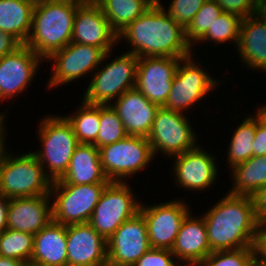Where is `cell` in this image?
<instances>
[{"mask_svg": "<svg viewBox=\"0 0 266 266\" xmlns=\"http://www.w3.org/2000/svg\"><path fill=\"white\" fill-rule=\"evenodd\" d=\"M189 213L183 220L171 252L183 266H198L210 253L205 221Z\"/></svg>", "mask_w": 266, "mask_h": 266, "instance_id": "7402d4cb", "label": "cell"}, {"mask_svg": "<svg viewBox=\"0 0 266 266\" xmlns=\"http://www.w3.org/2000/svg\"><path fill=\"white\" fill-rule=\"evenodd\" d=\"M266 155V126L256 115V135L253 141V156Z\"/></svg>", "mask_w": 266, "mask_h": 266, "instance_id": "ab89813d", "label": "cell"}, {"mask_svg": "<svg viewBox=\"0 0 266 266\" xmlns=\"http://www.w3.org/2000/svg\"><path fill=\"white\" fill-rule=\"evenodd\" d=\"M100 129L94 145L97 148L113 144L127 136L123 123L111 105H100Z\"/></svg>", "mask_w": 266, "mask_h": 266, "instance_id": "d6a6232c", "label": "cell"}, {"mask_svg": "<svg viewBox=\"0 0 266 266\" xmlns=\"http://www.w3.org/2000/svg\"><path fill=\"white\" fill-rule=\"evenodd\" d=\"M145 205L140 203L139 211L147 224L151 248L171 250L183 220L191 212L190 207L180 199Z\"/></svg>", "mask_w": 266, "mask_h": 266, "instance_id": "4fadbf2b", "label": "cell"}, {"mask_svg": "<svg viewBox=\"0 0 266 266\" xmlns=\"http://www.w3.org/2000/svg\"><path fill=\"white\" fill-rule=\"evenodd\" d=\"M256 135V114H249L246 119L238 125L233 136H231L230 144H228L227 164L233 167L247 161L253 156V141Z\"/></svg>", "mask_w": 266, "mask_h": 266, "instance_id": "f1b7e54d", "label": "cell"}, {"mask_svg": "<svg viewBox=\"0 0 266 266\" xmlns=\"http://www.w3.org/2000/svg\"><path fill=\"white\" fill-rule=\"evenodd\" d=\"M110 54L111 52L105 53L99 47L70 42L44 60L54 61L47 88L54 89L85 77L89 72H94L103 61L111 56Z\"/></svg>", "mask_w": 266, "mask_h": 266, "instance_id": "7c38bea8", "label": "cell"}, {"mask_svg": "<svg viewBox=\"0 0 266 266\" xmlns=\"http://www.w3.org/2000/svg\"><path fill=\"white\" fill-rule=\"evenodd\" d=\"M81 0H56L34 6L32 26L25 43L43 61L71 42L73 21Z\"/></svg>", "mask_w": 266, "mask_h": 266, "instance_id": "3957f363", "label": "cell"}, {"mask_svg": "<svg viewBox=\"0 0 266 266\" xmlns=\"http://www.w3.org/2000/svg\"><path fill=\"white\" fill-rule=\"evenodd\" d=\"M223 12L221 6L214 0H207L185 28L186 39L192 47L208 31ZM195 42V43H194Z\"/></svg>", "mask_w": 266, "mask_h": 266, "instance_id": "836d02e7", "label": "cell"}, {"mask_svg": "<svg viewBox=\"0 0 266 266\" xmlns=\"http://www.w3.org/2000/svg\"><path fill=\"white\" fill-rule=\"evenodd\" d=\"M223 12L238 15L242 19L258 14V0H214Z\"/></svg>", "mask_w": 266, "mask_h": 266, "instance_id": "74e56055", "label": "cell"}, {"mask_svg": "<svg viewBox=\"0 0 266 266\" xmlns=\"http://www.w3.org/2000/svg\"><path fill=\"white\" fill-rule=\"evenodd\" d=\"M5 112H3V113H1L0 114V148L5 144V127L6 126H4V121H5V117H6V115L4 114ZM5 115V116H4Z\"/></svg>", "mask_w": 266, "mask_h": 266, "instance_id": "f6af8a7d", "label": "cell"}, {"mask_svg": "<svg viewBox=\"0 0 266 266\" xmlns=\"http://www.w3.org/2000/svg\"><path fill=\"white\" fill-rule=\"evenodd\" d=\"M207 0H171L168 9L164 6V10L178 24L186 28L194 15Z\"/></svg>", "mask_w": 266, "mask_h": 266, "instance_id": "d590c367", "label": "cell"}, {"mask_svg": "<svg viewBox=\"0 0 266 266\" xmlns=\"http://www.w3.org/2000/svg\"><path fill=\"white\" fill-rule=\"evenodd\" d=\"M50 201V195L10 198L7 211L8 228L37 234L52 220Z\"/></svg>", "mask_w": 266, "mask_h": 266, "instance_id": "44dd1931", "label": "cell"}, {"mask_svg": "<svg viewBox=\"0 0 266 266\" xmlns=\"http://www.w3.org/2000/svg\"><path fill=\"white\" fill-rule=\"evenodd\" d=\"M190 120L185 114L159 107L150 134L147 137L154 156L161 154L173 157L198 146Z\"/></svg>", "mask_w": 266, "mask_h": 266, "instance_id": "30bf717a", "label": "cell"}, {"mask_svg": "<svg viewBox=\"0 0 266 266\" xmlns=\"http://www.w3.org/2000/svg\"><path fill=\"white\" fill-rule=\"evenodd\" d=\"M194 55L183 58L178 63L168 99L163 107L186 114L184 111L187 108L190 110L192 105L209 95L220 83L214 79L215 76L211 77L202 66L195 63Z\"/></svg>", "mask_w": 266, "mask_h": 266, "instance_id": "8fae6325", "label": "cell"}, {"mask_svg": "<svg viewBox=\"0 0 266 266\" xmlns=\"http://www.w3.org/2000/svg\"><path fill=\"white\" fill-rule=\"evenodd\" d=\"M41 120L37 130L42 147L32 153L53 182L63 177L79 143L72 125L64 116L48 115Z\"/></svg>", "mask_w": 266, "mask_h": 266, "instance_id": "5b68a950", "label": "cell"}, {"mask_svg": "<svg viewBox=\"0 0 266 266\" xmlns=\"http://www.w3.org/2000/svg\"><path fill=\"white\" fill-rule=\"evenodd\" d=\"M0 266H24L19 260L0 256Z\"/></svg>", "mask_w": 266, "mask_h": 266, "instance_id": "ee69618b", "label": "cell"}, {"mask_svg": "<svg viewBox=\"0 0 266 266\" xmlns=\"http://www.w3.org/2000/svg\"><path fill=\"white\" fill-rule=\"evenodd\" d=\"M173 173L176 179V185L184 189L204 191L212 186L218 178V167L213 154L201 146L186 151L183 154L173 156Z\"/></svg>", "mask_w": 266, "mask_h": 266, "instance_id": "d6986e66", "label": "cell"}, {"mask_svg": "<svg viewBox=\"0 0 266 266\" xmlns=\"http://www.w3.org/2000/svg\"><path fill=\"white\" fill-rule=\"evenodd\" d=\"M160 1L122 30L118 41L126 39L133 47L126 52L138 57L186 58L193 55L185 28L168 15Z\"/></svg>", "mask_w": 266, "mask_h": 266, "instance_id": "6da1fadb", "label": "cell"}, {"mask_svg": "<svg viewBox=\"0 0 266 266\" xmlns=\"http://www.w3.org/2000/svg\"><path fill=\"white\" fill-rule=\"evenodd\" d=\"M71 42L99 47L105 53L112 52L119 42L118 34L95 0L82 1L77 6Z\"/></svg>", "mask_w": 266, "mask_h": 266, "instance_id": "9a60e30c", "label": "cell"}, {"mask_svg": "<svg viewBox=\"0 0 266 266\" xmlns=\"http://www.w3.org/2000/svg\"><path fill=\"white\" fill-rule=\"evenodd\" d=\"M33 9L28 0H0V31L25 44L31 31Z\"/></svg>", "mask_w": 266, "mask_h": 266, "instance_id": "484cf974", "label": "cell"}, {"mask_svg": "<svg viewBox=\"0 0 266 266\" xmlns=\"http://www.w3.org/2000/svg\"><path fill=\"white\" fill-rule=\"evenodd\" d=\"M10 198L0 195V232L8 228L7 225V211Z\"/></svg>", "mask_w": 266, "mask_h": 266, "instance_id": "7bdbcfd3", "label": "cell"}, {"mask_svg": "<svg viewBox=\"0 0 266 266\" xmlns=\"http://www.w3.org/2000/svg\"><path fill=\"white\" fill-rule=\"evenodd\" d=\"M67 266H108L107 240L89 223L66 226Z\"/></svg>", "mask_w": 266, "mask_h": 266, "instance_id": "ac0fdd59", "label": "cell"}, {"mask_svg": "<svg viewBox=\"0 0 266 266\" xmlns=\"http://www.w3.org/2000/svg\"><path fill=\"white\" fill-rule=\"evenodd\" d=\"M258 110L255 112V114L258 116V118L265 124L266 126V105H262L260 108L257 107Z\"/></svg>", "mask_w": 266, "mask_h": 266, "instance_id": "bcb514c9", "label": "cell"}, {"mask_svg": "<svg viewBox=\"0 0 266 266\" xmlns=\"http://www.w3.org/2000/svg\"><path fill=\"white\" fill-rule=\"evenodd\" d=\"M107 184H51L52 220L65 226L88 223Z\"/></svg>", "mask_w": 266, "mask_h": 266, "instance_id": "52a82bcc", "label": "cell"}, {"mask_svg": "<svg viewBox=\"0 0 266 266\" xmlns=\"http://www.w3.org/2000/svg\"><path fill=\"white\" fill-rule=\"evenodd\" d=\"M66 226L51 220L33 238L32 266H67Z\"/></svg>", "mask_w": 266, "mask_h": 266, "instance_id": "cb8c5ba5", "label": "cell"}, {"mask_svg": "<svg viewBox=\"0 0 266 266\" xmlns=\"http://www.w3.org/2000/svg\"><path fill=\"white\" fill-rule=\"evenodd\" d=\"M64 117L72 125L80 144H94L100 129V105L81 102L78 110Z\"/></svg>", "mask_w": 266, "mask_h": 266, "instance_id": "f546056e", "label": "cell"}, {"mask_svg": "<svg viewBox=\"0 0 266 266\" xmlns=\"http://www.w3.org/2000/svg\"><path fill=\"white\" fill-rule=\"evenodd\" d=\"M183 58L139 57L135 87L151 102L164 106L178 63Z\"/></svg>", "mask_w": 266, "mask_h": 266, "instance_id": "e0dca14e", "label": "cell"}, {"mask_svg": "<svg viewBox=\"0 0 266 266\" xmlns=\"http://www.w3.org/2000/svg\"><path fill=\"white\" fill-rule=\"evenodd\" d=\"M242 20L238 15L222 12L215 19L208 31L196 43H207L209 40V42H214L216 46L218 44L220 46V44L230 41L237 47Z\"/></svg>", "mask_w": 266, "mask_h": 266, "instance_id": "1f68e13d", "label": "cell"}, {"mask_svg": "<svg viewBox=\"0 0 266 266\" xmlns=\"http://www.w3.org/2000/svg\"><path fill=\"white\" fill-rule=\"evenodd\" d=\"M201 216L211 252L253 247L258 222L250 196L226 193Z\"/></svg>", "mask_w": 266, "mask_h": 266, "instance_id": "7a4b0ae2", "label": "cell"}, {"mask_svg": "<svg viewBox=\"0 0 266 266\" xmlns=\"http://www.w3.org/2000/svg\"><path fill=\"white\" fill-rule=\"evenodd\" d=\"M99 156L106 177L117 182L141 172L155 157L147 137L131 135L99 148Z\"/></svg>", "mask_w": 266, "mask_h": 266, "instance_id": "ba28073f", "label": "cell"}, {"mask_svg": "<svg viewBox=\"0 0 266 266\" xmlns=\"http://www.w3.org/2000/svg\"><path fill=\"white\" fill-rule=\"evenodd\" d=\"M255 217L258 223L266 222V186L251 196Z\"/></svg>", "mask_w": 266, "mask_h": 266, "instance_id": "60d3db41", "label": "cell"}, {"mask_svg": "<svg viewBox=\"0 0 266 266\" xmlns=\"http://www.w3.org/2000/svg\"><path fill=\"white\" fill-rule=\"evenodd\" d=\"M22 43L12 34L0 31V58L15 51Z\"/></svg>", "mask_w": 266, "mask_h": 266, "instance_id": "b9f144b4", "label": "cell"}, {"mask_svg": "<svg viewBox=\"0 0 266 266\" xmlns=\"http://www.w3.org/2000/svg\"><path fill=\"white\" fill-rule=\"evenodd\" d=\"M33 6H37L40 4H45V3H49L51 1H56V0H28Z\"/></svg>", "mask_w": 266, "mask_h": 266, "instance_id": "c3c4849f", "label": "cell"}, {"mask_svg": "<svg viewBox=\"0 0 266 266\" xmlns=\"http://www.w3.org/2000/svg\"><path fill=\"white\" fill-rule=\"evenodd\" d=\"M7 150L6 144L0 148V195L6 198L50 195L52 181L32 151L13 156Z\"/></svg>", "mask_w": 266, "mask_h": 266, "instance_id": "277c9868", "label": "cell"}, {"mask_svg": "<svg viewBox=\"0 0 266 266\" xmlns=\"http://www.w3.org/2000/svg\"><path fill=\"white\" fill-rule=\"evenodd\" d=\"M33 234L7 228L0 232V256L30 265L33 252Z\"/></svg>", "mask_w": 266, "mask_h": 266, "instance_id": "4dcf8cb0", "label": "cell"}, {"mask_svg": "<svg viewBox=\"0 0 266 266\" xmlns=\"http://www.w3.org/2000/svg\"><path fill=\"white\" fill-rule=\"evenodd\" d=\"M127 183L110 181L88 222L105 240H108L123 222L139 212L141 202L136 200L137 197Z\"/></svg>", "mask_w": 266, "mask_h": 266, "instance_id": "9c48e42d", "label": "cell"}, {"mask_svg": "<svg viewBox=\"0 0 266 266\" xmlns=\"http://www.w3.org/2000/svg\"><path fill=\"white\" fill-rule=\"evenodd\" d=\"M150 248L147 224L139 211L107 240L108 266H133Z\"/></svg>", "mask_w": 266, "mask_h": 266, "instance_id": "5bb4252c", "label": "cell"}, {"mask_svg": "<svg viewBox=\"0 0 266 266\" xmlns=\"http://www.w3.org/2000/svg\"><path fill=\"white\" fill-rule=\"evenodd\" d=\"M111 106L121 119L127 135L142 137L149 136L160 107L149 101L136 87L124 92Z\"/></svg>", "mask_w": 266, "mask_h": 266, "instance_id": "ffe728a7", "label": "cell"}, {"mask_svg": "<svg viewBox=\"0 0 266 266\" xmlns=\"http://www.w3.org/2000/svg\"><path fill=\"white\" fill-rule=\"evenodd\" d=\"M232 189L230 194L252 196L266 186V155L252 156L231 169Z\"/></svg>", "mask_w": 266, "mask_h": 266, "instance_id": "4316f807", "label": "cell"}, {"mask_svg": "<svg viewBox=\"0 0 266 266\" xmlns=\"http://www.w3.org/2000/svg\"><path fill=\"white\" fill-rule=\"evenodd\" d=\"M258 14L266 19V0H258Z\"/></svg>", "mask_w": 266, "mask_h": 266, "instance_id": "7dc6e473", "label": "cell"}, {"mask_svg": "<svg viewBox=\"0 0 266 266\" xmlns=\"http://www.w3.org/2000/svg\"><path fill=\"white\" fill-rule=\"evenodd\" d=\"M179 263L171 250L150 248L133 266H183Z\"/></svg>", "mask_w": 266, "mask_h": 266, "instance_id": "8d00e7d4", "label": "cell"}, {"mask_svg": "<svg viewBox=\"0 0 266 266\" xmlns=\"http://www.w3.org/2000/svg\"><path fill=\"white\" fill-rule=\"evenodd\" d=\"M112 29L119 34L157 0H95Z\"/></svg>", "mask_w": 266, "mask_h": 266, "instance_id": "83f0119b", "label": "cell"}, {"mask_svg": "<svg viewBox=\"0 0 266 266\" xmlns=\"http://www.w3.org/2000/svg\"><path fill=\"white\" fill-rule=\"evenodd\" d=\"M99 156V148L94 144H78L74 149L67 171L52 184H93L109 183Z\"/></svg>", "mask_w": 266, "mask_h": 266, "instance_id": "d4e9b609", "label": "cell"}, {"mask_svg": "<svg viewBox=\"0 0 266 266\" xmlns=\"http://www.w3.org/2000/svg\"><path fill=\"white\" fill-rule=\"evenodd\" d=\"M254 265L266 266V222L258 223L254 241Z\"/></svg>", "mask_w": 266, "mask_h": 266, "instance_id": "f35d334b", "label": "cell"}, {"mask_svg": "<svg viewBox=\"0 0 266 266\" xmlns=\"http://www.w3.org/2000/svg\"><path fill=\"white\" fill-rule=\"evenodd\" d=\"M138 60V56L125 52L105 66L103 62L101 69L93 72L82 101L92 105H111L115 98L135 87Z\"/></svg>", "mask_w": 266, "mask_h": 266, "instance_id": "8992f818", "label": "cell"}, {"mask_svg": "<svg viewBox=\"0 0 266 266\" xmlns=\"http://www.w3.org/2000/svg\"><path fill=\"white\" fill-rule=\"evenodd\" d=\"M42 60L26 44L0 58V102L25 91L36 77Z\"/></svg>", "mask_w": 266, "mask_h": 266, "instance_id": "2e32d148", "label": "cell"}, {"mask_svg": "<svg viewBox=\"0 0 266 266\" xmlns=\"http://www.w3.org/2000/svg\"><path fill=\"white\" fill-rule=\"evenodd\" d=\"M236 48L242 65L262 70L266 75V19L259 14L244 18Z\"/></svg>", "mask_w": 266, "mask_h": 266, "instance_id": "603a6c76", "label": "cell"}, {"mask_svg": "<svg viewBox=\"0 0 266 266\" xmlns=\"http://www.w3.org/2000/svg\"><path fill=\"white\" fill-rule=\"evenodd\" d=\"M198 266H254L253 247L211 252Z\"/></svg>", "mask_w": 266, "mask_h": 266, "instance_id": "e575fe53", "label": "cell"}]
</instances>
